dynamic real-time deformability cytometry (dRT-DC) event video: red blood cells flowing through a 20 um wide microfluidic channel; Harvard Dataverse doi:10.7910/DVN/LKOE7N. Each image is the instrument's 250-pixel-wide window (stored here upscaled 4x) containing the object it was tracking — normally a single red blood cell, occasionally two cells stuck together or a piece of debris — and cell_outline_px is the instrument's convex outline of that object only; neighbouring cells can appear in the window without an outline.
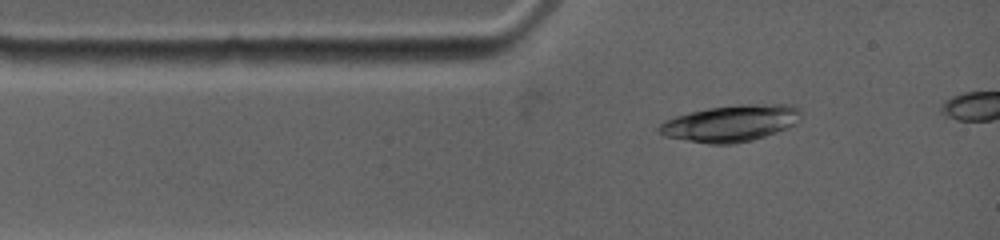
{"species": "common noctule bat (a hibernating species)", "species_latin": "Nyctalus noctula", "temperature_condition": "warm", "stored_images_in_passage": 5, "camera_frame_rate_fps": 4500, "um_per_image_px": 0.085, "animal": {"sex": "female", "body_mass_g": 19.0, "forearm_length_mm": 53.3}, "frame": {"image": 1, "passage_image": 1, "time_ms": 0.0, "image_size_px": [1000, 240], "cell_outline_px": [[800, 120], [796, 124], [788, 128], [752, 140], [732, 144], [708, 144], [664, 136], [656, 132], [656, 128], [664, 120], [688, 112], [708, 108], [736, 104], [792, 104], [800, 108]], "centroid_in_image_um": [62.1, 10.47], "position_along_channel_um": 22.9, "area_um2": 30.58}}